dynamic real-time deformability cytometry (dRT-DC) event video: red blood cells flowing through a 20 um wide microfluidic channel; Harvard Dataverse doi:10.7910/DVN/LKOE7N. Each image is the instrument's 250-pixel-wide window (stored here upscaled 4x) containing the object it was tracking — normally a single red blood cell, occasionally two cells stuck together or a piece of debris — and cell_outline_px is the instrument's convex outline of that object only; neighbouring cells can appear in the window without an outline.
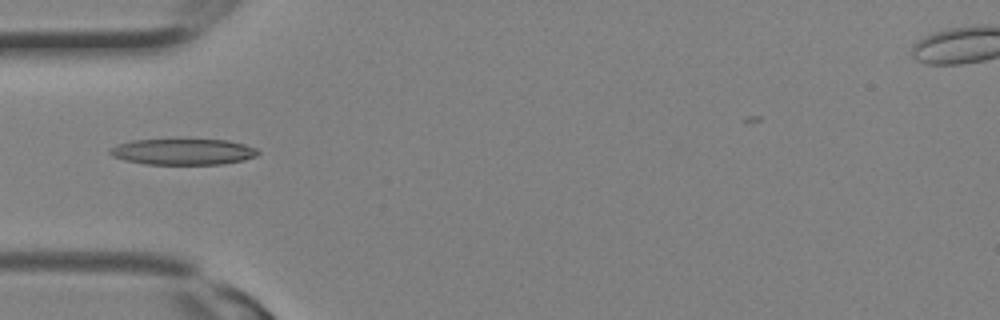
{"species": "Egyptian fruit bat (a non-hibernating species)", "species_latin": "Rousettus aegyptiacus", "temperature_condition": "room temperature", "stored_images_in_passage": 13, "camera_frame_rate_fps": 3000, "um_per_image_px": 0.085, "animal": {"sex": "female"}, "frame": {"image": 1, "passage_image": 10, "time_ms": 3.0, "image_size_px": [1000, 320], "cell_outline_px": [[260, 152], [256, 156], [244, 160], [224, 164], [144, 164], [124, 160], [112, 156], [108, 152], [108, 148], [132, 140], [176, 136], [228, 140], [244, 144], [256, 148]], "centroid_in_image_um": [15.54, 12.84], "position_along_channel_um": 69.5, "area_um2": 23.81}}
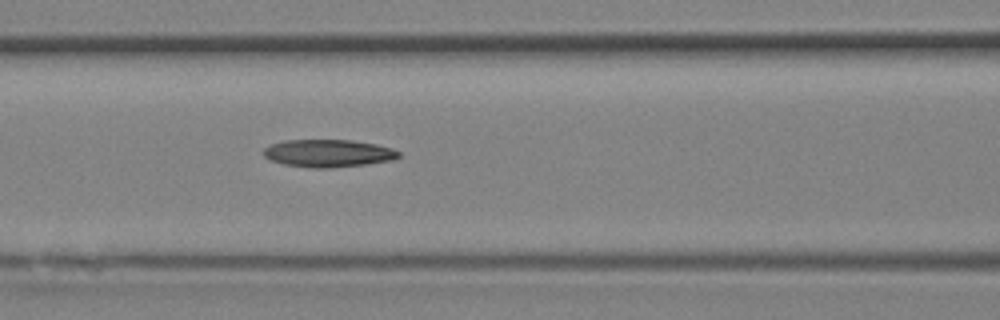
{"frame": {"image": 2, "passage_image": 13, "time_ms": 4.0, "image_size_px": [1000, 320], "cell_outline_px": [[400, 156], [392, 160], [368, 164], [328, 168], [312, 168], [284, 164], [268, 160], [264, 156], [264, 148], [272, 144], [284, 140], [352, 140], [376, 144], [392, 148], [400, 152]], "centroid_in_image_um": [27.9, 13.03], "position_along_channel_um": 138.7, "area_um2": 21.79}}